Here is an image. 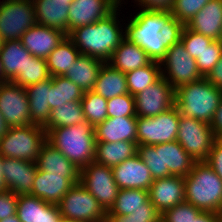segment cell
I'll list each match as a JSON object with an SVG mask.
<instances>
[{"label":"cell","instance_id":"cell-12","mask_svg":"<svg viewBox=\"0 0 222 222\" xmlns=\"http://www.w3.org/2000/svg\"><path fill=\"white\" fill-rule=\"evenodd\" d=\"M160 65H163L165 70H167L164 72L161 69L162 77L174 89L203 78L197 68L196 60L187 53L181 41L168 48L165 57L160 61Z\"/></svg>","mask_w":222,"mask_h":222},{"label":"cell","instance_id":"cell-42","mask_svg":"<svg viewBox=\"0 0 222 222\" xmlns=\"http://www.w3.org/2000/svg\"><path fill=\"white\" fill-rule=\"evenodd\" d=\"M187 53L196 60L202 51L207 48L213 39L190 30L186 25L182 31L181 40Z\"/></svg>","mask_w":222,"mask_h":222},{"label":"cell","instance_id":"cell-35","mask_svg":"<svg viewBox=\"0 0 222 222\" xmlns=\"http://www.w3.org/2000/svg\"><path fill=\"white\" fill-rule=\"evenodd\" d=\"M84 91L65 76H52L49 91L50 109H55L70 101H81Z\"/></svg>","mask_w":222,"mask_h":222},{"label":"cell","instance_id":"cell-5","mask_svg":"<svg viewBox=\"0 0 222 222\" xmlns=\"http://www.w3.org/2000/svg\"><path fill=\"white\" fill-rule=\"evenodd\" d=\"M137 154L149 168L153 179L171 175L186 177L196 162L177 141L139 145Z\"/></svg>","mask_w":222,"mask_h":222},{"label":"cell","instance_id":"cell-31","mask_svg":"<svg viewBox=\"0 0 222 222\" xmlns=\"http://www.w3.org/2000/svg\"><path fill=\"white\" fill-rule=\"evenodd\" d=\"M137 154V142H96L94 161L114 167Z\"/></svg>","mask_w":222,"mask_h":222},{"label":"cell","instance_id":"cell-55","mask_svg":"<svg viewBox=\"0 0 222 222\" xmlns=\"http://www.w3.org/2000/svg\"><path fill=\"white\" fill-rule=\"evenodd\" d=\"M0 82H4V69L1 57H0Z\"/></svg>","mask_w":222,"mask_h":222},{"label":"cell","instance_id":"cell-8","mask_svg":"<svg viewBox=\"0 0 222 222\" xmlns=\"http://www.w3.org/2000/svg\"><path fill=\"white\" fill-rule=\"evenodd\" d=\"M63 218L81 222H106L107 211L80 183H76L57 204Z\"/></svg>","mask_w":222,"mask_h":222},{"label":"cell","instance_id":"cell-17","mask_svg":"<svg viewBox=\"0 0 222 222\" xmlns=\"http://www.w3.org/2000/svg\"><path fill=\"white\" fill-rule=\"evenodd\" d=\"M148 191L150 202L162 214L185 201L184 177L171 175L154 179Z\"/></svg>","mask_w":222,"mask_h":222},{"label":"cell","instance_id":"cell-18","mask_svg":"<svg viewBox=\"0 0 222 222\" xmlns=\"http://www.w3.org/2000/svg\"><path fill=\"white\" fill-rule=\"evenodd\" d=\"M113 176L120 189H143L148 191L154 179L149 168L138 154L112 167Z\"/></svg>","mask_w":222,"mask_h":222},{"label":"cell","instance_id":"cell-52","mask_svg":"<svg viewBox=\"0 0 222 222\" xmlns=\"http://www.w3.org/2000/svg\"><path fill=\"white\" fill-rule=\"evenodd\" d=\"M2 162H3V157L0 155V192L6 191V187L4 184L3 176H2Z\"/></svg>","mask_w":222,"mask_h":222},{"label":"cell","instance_id":"cell-19","mask_svg":"<svg viewBox=\"0 0 222 222\" xmlns=\"http://www.w3.org/2000/svg\"><path fill=\"white\" fill-rule=\"evenodd\" d=\"M116 8L110 0H74L69 6L68 34L107 17Z\"/></svg>","mask_w":222,"mask_h":222},{"label":"cell","instance_id":"cell-46","mask_svg":"<svg viewBox=\"0 0 222 222\" xmlns=\"http://www.w3.org/2000/svg\"><path fill=\"white\" fill-rule=\"evenodd\" d=\"M18 194L6 190L0 192V220L16 214Z\"/></svg>","mask_w":222,"mask_h":222},{"label":"cell","instance_id":"cell-32","mask_svg":"<svg viewBox=\"0 0 222 222\" xmlns=\"http://www.w3.org/2000/svg\"><path fill=\"white\" fill-rule=\"evenodd\" d=\"M31 54L22 45L20 40H7L0 49L3 62L4 82L11 81L27 64Z\"/></svg>","mask_w":222,"mask_h":222},{"label":"cell","instance_id":"cell-25","mask_svg":"<svg viewBox=\"0 0 222 222\" xmlns=\"http://www.w3.org/2000/svg\"><path fill=\"white\" fill-rule=\"evenodd\" d=\"M186 26L213 40H222V0H210Z\"/></svg>","mask_w":222,"mask_h":222},{"label":"cell","instance_id":"cell-20","mask_svg":"<svg viewBox=\"0 0 222 222\" xmlns=\"http://www.w3.org/2000/svg\"><path fill=\"white\" fill-rule=\"evenodd\" d=\"M66 36L58 29L36 24L22 35L20 41L31 55L46 59Z\"/></svg>","mask_w":222,"mask_h":222},{"label":"cell","instance_id":"cell-43","mask_svg":"<svg viewBox=\"0 0 222 222\" xmlns=\"http://www.w3.org/2000/svg\"><path fill=\"white\" fill-rule=\"evenodd\" d=\"M222 56V40H213L196 58L197 68L206 77Z\"/></svg>","mask_w":222,"mask_h":222},{"label":"cell","instance_id":"cell-22","mask_svg":"<svg viewBox=\"0 0 222 222\" xmlns=\"http://www.w3.org/2000/svg\"><path fill=\"white\" fill-rule=\"evenodd\" d=\"M16 214L21 222H61L63 218L57 204L30 194L18 195Z\"/></svg>","mask_w":222,"mask_h":222},{"label":"cell","instance_id":"cell-1","mask_svg":"<svg viewBox=\"0 0 222 222\" xmlns=\"http://www.w3.org/2000/svg\"><path fill=\"white\" fill-rule=\"evenodd\" d=\"M129 24L125 34L153 60L160 62L172 45L180 42L185 27L171 12L139 11Z\"/></svg>","mask_w":222,"mask_h":222},{"label":"cell","instance_id":"cell-49","mask_svg":"<svg viewBox=\"0 0 222 222\" xmlns=\"http://www.w3.org/2000/svg\"><path fill=\"white\" fill-rule=\"evenodd\" d=\"M205 78L215 87L222 89V56Z\"/></svg>","mask_w":222,"mask_h":222},{"label":"cell","instance_id":"cell-3","mask_svg":"<svg viewBox=\"0 0 222 222\" xmlns=\"http://www.w3.org/2000/svg\"><path fill=\"white\" fill-rule=\"evenodd\" d=\"M47 141L80 170L95 159V131L88 122L51 129Z\"/></svg>","mask_w":222,"mask_h":222},{"label":"cell","instance_id":"cell-33","mask_svg":"<svg viewBox=\"0 0 222 222\" xmlns=\"http://www.w3.org/2000/svg\"><path fill=\"white\" fill-rule=\"evenodd\" d=\"M80 54L72 40L66 36L46 58V64L51 77L64 76Z\"/></svg>","mask_w":222,"mask_h":222},{"label":"cell","instance_id":"cell-34","mask_svg":"<svg viewBox=\"0 0 222 222\" xmlns=\"http://www.w3.org/2000/svg\"><path fill=\"white\" fill-rule=\"evenodd\" d=\"M87 122L81 101H70L50 111L48 122L43 126L48 133L51 129L68 127Z\"/></svg>","mask_w":222,"mask_h":222},{"label":"cell","instance_id":"cell-4","mask_svg":"<svg viewBox=\"0 0 222 222\" xmlns=\"http://www.w3.org/2000/svg\"><path fill=\"white\" fill-rule=\"evenodd\" d=\"M222 98V89L205 77L175 89V106L184 117L212 123Z\"/></svg>","mask_w":222,"mask_h":222},{"label":"cell","instance_id":"cell-58","mask_svg":"<svg viewBox=\"0 0 222 222\" xmlns=\"http://www.w3.org/2000/svg\"><path fill=\"white\" fill-rule=\"evenodd\" d=\"M3 39H2V37H1V35H0V49H1V47H2V45H3Z\"/></svg>","mask_w":222,"mask_h":222},{"label":"cell","instance_id":"cell-57","mask_svg":"<svg viewBox=\"0 0 222 222\" xmlns=\"http://www.w3.org/2000/svg\"><path fill=\"white\" fill-rule=\"evenodd\" d=\"M61 222H81V221H76V220H72V219L62 218Z\"/></svg>","mask_w":222,"mask_h":222},{"label":"cell","instance_id":"cell-2","mask_svg":"<svg viewBox=\"0 0 222 222\" xmlns=\"http://www.w3.org/2000/svg\"><path fill=\"white\" fill-rule=\"evenodd\" d=\"M116 8L107 17L72 30L67 36L72 40L81 54L108 62L115 49L126 37L118 26ZM121 30V31H120ZM123 33V34H122Z\"/></svg>","mask_w":222,"mask_h":222},{"label":"cell","instance_id":"cell-48","mask_svg":"<svg viewBox=\"0 0 222 222\" xmlns=\"http://www.w3.org/2000/svg\"><path fill=\"white\" fill-rule=\"evenodd\" d=\"M145 11H166L171 12L175 0H135Z\"/></svg>","mask_w":222,"mask_h":222},{"label":"cell","instance_id":"cell-50","mask_svg":"<svg viewBox=\"0 0 222 222\" xmlns=\"http://www.w3.org/2000/svg\"><path fill=\"white\" fill-rule=\"evenodd\" d=\"M215 138L222 139V98L211 123Z\"/></svg>","mask_w":222,"mask_h":222},{"label":"cell","instance_id":"cell-23","mask_svg":"<svg viewBox=\"0 0 222 222\" xmlns=\"http://www.w3.org/2000/svg\"><path fill=\"white\" fill-rule=\"evenodd\" d=\"M94 131L96 142H137V116L107 118Z\"/></svg>","mask_w":222,"mask_h":222},{"label":"cell","instance_id":"cell-14","mask_svg":"<svg viewBox=\"0 0 222 222\" xmlns=\"http://www.w3.org/2000/svg\"><path fill=\"white\" fill-rule=\"evenodd\" d=\"M0 113L8 128L34 124L26 89L12 81L0 82Z\"/></svg>","mask_w":222,"mask_h":222},{"label":"cell","instance_id":"cell-24","mask_svg":"<svg viewBox=\"0 0 222 222\" xmlns=\"http://www.w3.org/2000/svg\"><path fill=\"white\" fill-rule=\"evenodd\" d=\"M37 24L58 29L68 35L71 0H32Z\"/></svg>","mask_w":222,"mask_h":222},{"label":"cell","instance_id":"cell-47","mask_svg":"<svg viewBox=\"0 0 222 222\" xmlns=\"http://www.w3.org/2000/svg\"><path fill=\"white\" fill-rule=\"evenodd\" d=\"M206 162L212 167L215 173L222 179V139L215 138L212 149Z\"/></svg>","mask_w":222,"mask_h":222},{"label":"cell","instance_id":"cell-40","mask_svg":"<svg viewBox=\"0 0 222 222\" xmlns=\"http://www.w3.org/2000/svg\"><path fill=\"white\" fill-rule=\"evenodd\" d=\"M106 222H161V213L148 199L145 208H138L130 214H107Z\"/></svg>","mask_w":222,"mask_h":222},{"label":"cell","instance_id":"cell-41","mask_svg":"<svg viewBox=\"0 0 222 222\" xmlns=\"http://www.w3.org/2000/svg\"><path fill=\"white\" fill-rule=\"evenodd\" d=\"M135 116V99L131 94L127 93L107 99V118Z\"/></svg>","mask_w":222,"mask_h":222},{"label":"cell","instance_id":"cell-13","mask_svg":"<svg viewBox=\"0 0 222 222\" xmlns=\"http://www.w3.org/2000/svg\"><path fill=\"white\" fill-rule=\"evenodd\" d=\"M80 183L108 211L116 201L120 188L116 184L112 167L92 161L80 170Z\"/></svg>","mask_w":222,"mask_h":222},{"label":"cell","instance_id":"cell-44","mask_svg":"<svg viewBox=\"0 0 222 222\" xmlns=\"http://www.w3.org/2000/svg\"><path fill=\"white\" fill-rule=\"evenodd\" d=\"M210 0H175L172 16L186 25Z\"/></svg>","mask_w":222,"mask_h":222},{"label":"cell","instance_id":"cell-16","mask_svg":"<svg viewBox=\"0 0 222 222\" xmlns=\"http://www.w3.org/2000/svg\"><path fill=\"white\" fill-rule=\"evenodd\" d=\"M2 166L7 190L18 195L31 194L37 172L36 162L3 157Z\"/></svg>","mask_w":222,"mask_h":222},{"label":"cell","instance_id":"cell-11","mask_svg":"<svg viewBox=\"0 0 222 222\" xmlns=\"http://www.w3.org/2000/svg\"><path fill=\"white\" fill-rule=\"evenodd\" d=\"M37 24L32 0H3L0 2V35L3 41L20 40Z\"/></svg>","mask_w":222,"mask_h":222},{"label":"cell","instance_id":"cell-38","mask_svg":"<svg viewBox=\"0 0 222 222\" xmlns=\"http://www.w3.org/2000/svg\"><path fill=\"white\" fill-rule=\"evenodd\" d=\"M50 77L46 59L30 55L24 69L20 70L11 81L26 88L29 85L44 81Z\"/></svg>","mask_w":222,"mask_h":222},{"label":"cell","instance_id":"cell-15","mask_svg":"<svg viewBox=\"0 0 222 222\" xmlns=\"http://www.w3.org/2000/svg\"><path fill=\"white\" fill-rule=\"evenodd\" d=\"M137 117H154L175 106V89L161 77L134 96Z\"/></svg>","mask_w":222,"mask_h":222},{"label":"cell","instance_id":"cell-56","mask_svg":"<svg viewBox=\"0 0 222 222\" xmlns=\"http://www.w3.org/2000/svg\"><path fill=\"white\" fill-rule=\"evenodd\" d=\"M112 3H113V5H115L117 8H119L118 6H120L121 4V0H110Z\"/></svg>","mask_w":222,"mask_h":222},{"label":"cell","instance_id":"cell-36","mask_svg":"<svg viewBox=\"0 0 222 222\" xmlns=\"http://www.w3.org/2000/svg\"><path fill=\"white\" fill-rule=\"evenodd\" d=\"M160 62L152 61L149 65L126 73L129 94L135 96L154 84L162 77Z\"/></svg>","mask_w":222,"mask_h":222},{"label":"cell","instance_id":"cell-9","mask_svg":"<svg viewBox=\"0 0 222 222\" xmlns=\"http://www.w3.org/2000/svg\"><path fill=\"white\" fill-rule=\"evenodd\" d=\"M176 141L196 161H206L215 141L211 124L180 115Z\"/></svg>","mask_w":222,"mask_h":222},{"label":"cell","instance_id":"cell-59","mask_svg":"<svg viewBox=\"0 0 222 222\" xmlns=\"http://www.w3.org/2000/svg\"><path fill=\"white\" fill-rule=\"evenodd\" d=\"M219 214H220V222H222V211Z\"/></svg>","mask_w":222,"mask_h":222},{"label":"cell","instance_id":"cell-30","mask_svg":"<svg viewBox=\"0 0 222 222\" xmlns=\"http://www.w3.org/2000/svg\"><path fill=\"white\" fill-rule=\"evenodd\" d=\"M92 91L105 99L129 93L126 74L105 62L101 67Z\"/></svg>","mask_w":222,"mask_h":222},{"label":"cell","instance_id":"cell-28","mask_svg":"<svg viewBox=\"0 0 222 222\" xmlns=\"http://www.w3.org/2000/svg\"><path fill=\"white\" fill-rule=\"evenodd\" d=\"M104 63L98 58L80 54L64 76L78 85L84 92L92 91Z\"/></svg>","mask_w":222,"mask_h":222},{"label":"cell","instance_id":"cell-6","mask_svg":"<svg viewBox=\"0 0 222 222\" xmlns=\"http://www.w3.org/2000/svg\"><path fill=\"white\" fill-rule=\"evenodd\" d=\"M185 201L201 211H222V179L206 162H195L184 177Z\"/></svg>","mask_w":222,"mask_h":222},{"label":"cell","instance_id":"cell-51","mask_svg":"<svg viewBox=\"0 0 222 222\" xmlns=\"http://www.w3.org/2000/svg\"><path fill=\"white\" fill-rule=\"evenodd\" d=\"M192 222H220V214L217 212L201 211Z\"/></svg>","mask_w":222,"mask_h":222},{"label":"cell","instance_id":"cell-53","mask_svg":"<svg viewBox=\"0 0 222 222\" xmlns=\"http://www.w3.org/2000/svg\"><path fill=\"white\" fill-rule=\"evenodd\" d=\"M7 129H8V127L6 126V124L4 122V118H3L2 114L0 113V139L6 133Z\"/></svg>","mask_w":222,"mask_h":222},{"label":"cell","instance_id":"cell-45","mask_svg":"<svg viewBox=\"0 0 222 222\" xmlns=\"http://www.w3.org/2000/svg\"><path fill=\"white\" fill-rule=\"evenodd\" d=\"M200 212V209L184 201L164 211L161 222H192Z\"/></svg>","mask_w":222,"mask_h":222},{"label":"cell","instance_id":"cell-21","mask_svg":"<svg viewBox=\"0 0 222 222\" xmlns=\"http://www.w3.org/2000/svg\"><path fill=\"white\" fill-rule=\"evenodd\" d=\"M78 182H80V178L49 175V173L37 169L30 195L48 203L58 204L72 186Z\"/></svg>","mask_w":222,"mask_h":222},{"label":"cell","instance_id":"cell-7","mask_svg":"<svg viewBox=\"0 0 222 222\" xmlns=\"http://www.w3.org/2000/svg\"><path fill=\"white\" fill-rule=\"evenodd\" d=\"M46 141L47 133L41 125L10 127L0 139V155L5 158L36 162L40 149Z\"/></svg>","mask_w":222,"mask_h":222},{"label":"cell","instance_id":"cell-10","mask_svg":"<svg viewBox=\"0 0 222 222\" xmlns=\"http://www.w3.org/2000/svg\"><path fill=\"white\" fill-rule=\"evenodd\" d=\"M179 120L176 106L154 117H137V146L176 141Z\"/></svg>","mask_w":222,"mask_h":222},{"label":"cell","instance_id":"cell-54","mask_svg":"<svg viewBox=\"0 0 222 222\" xmlns=\"http://www.w3.org/2000/svg\"><path fill=\"white\" fill-rule=\"evenodd\" d=\"M0 222H21V221L19 220L17 214H14L12 216L0 220Z\"/></svg>","mask_w":222,"mask_h":222},{"label":"cell","instance_id":"cell-37","mask_svg":"<svg viewBox=\"0 0 222 222\" xmlns=\"http://www.w3.org/2000/svg\"><path fill=\"white\" fill-rule=\"evenodd\" d=\"M149 191L143 189H120L116 201L107 214H130L138 208H145Z\"/></svg>","mask_w":222,"mask_h":222},{"label":"cell","instance_id":"cell-27","mask_svg":"<svg viewBox=\"0 0 222 222\" xmlns=\"http://www.w3.org/2000/svg\"><path fill=\"white\" fill-rule=\"evenodd\" d=\"M152 61L142 48L125 37L107 63L126 74L135 69L145 67Z\"/></svg>","mask_w":222,"mask_h":222},{"label":"cell","instance_id":"cell-29","mask_svg":"<svg viewBox=\"0 0 222 222\" xmlns=\"http://www.w3.org/2000/svg\"><path fill=\"white\" fill-rule=\"evenodd\" d=\"M51 85L52 77L25 88L28 95L31 121L34 124L44 126L49 120L51 111L49 91Z\"/></svg>","mask_w":222,"mask_h":222},{"label":"cell","instance_id":"cell-26","mask_svg":"<svg viewBox=\"0 0 222 222\" xmlns=\"http://www.w3.org/2000/svg\"><path fill=\"white\" fill-rule=\"evenodd\" d=\"M37 169L49 175H62L65 178H80V169L69 161L58 149L46 141L36 159Z\"/></svg>","mask_w":222,"mask_h":222},{"label":"cell","instance_id":"cell-39","mask_svg":"<svg viewBox=\"0 0 222 222\" xmlns=\"http://www.w3.org/2000/svg\"><path fill=\"white\" fill-rule=\"evenodd\" d=\"M83 113L86 121L95 127L107 119V99L94 93L86 91L81 99Z\"/></svg>","mask_w":222,"mask_h":222}]
</instances>
